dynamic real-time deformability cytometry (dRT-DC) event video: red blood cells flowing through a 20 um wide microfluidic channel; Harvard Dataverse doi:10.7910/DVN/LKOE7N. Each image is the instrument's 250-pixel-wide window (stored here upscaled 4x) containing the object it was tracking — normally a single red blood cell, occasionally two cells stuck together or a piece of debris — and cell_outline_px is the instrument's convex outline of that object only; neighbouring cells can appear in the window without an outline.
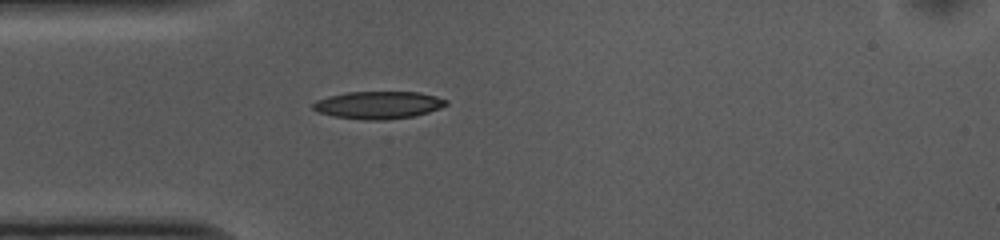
{"species": "common noctule bat (a hibernating species)", "species_latin": "Nyctalus noctula", "temperature_condition": "cold", "stored_images_in_passage": 40, "camera_frame_rate_fps": 3000, "um_per_image_px": 0.085, "animal": {"sex": "female", "body_mass_g": 10.0, "forearm_length_mm": 53.1}, "frame": {"image": 1, "passage_image": 1, "time_ms": 0.0, "image_size_px": [1000, 240], "cell_outline_px": [[448, 104], [440, 108], [428, 112], [412, 116], [384, 120], [364, 120], [332, 116], [320, 112], [312, 108], [312, 104], [316, 100], [328, 96], [344, 92], [420, 92], [436, 96], [448, 100]], "centroid_in_image_um": [32.15, 8.92], "position_along_channel_um": 52.8, "area_um2": 21.39}}
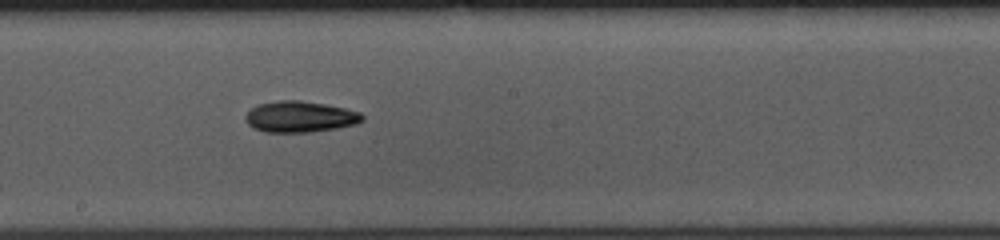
{"frame": {"image": 2, "passage_image": 15, "time_ms": 4.667, "image_size_px": [1000, 240], "cell_outline_px": [[364, 120], [356, 124], [336, 128], [308, 132], [264, 132], [252, 128], [244, 120], [244, 116], [256, 104], [280, 100], [300, 100], [324, 104], [344, 108], [360, 112], [364, 116]], "centroid_in_image_um": [25.47, 9.92], "position_along_channel_um": 222.7, "area_um2": 21.27}}
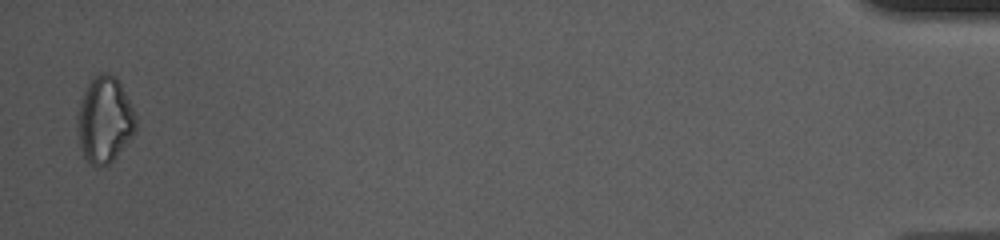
{"frame": {"image": 3, "passage_image": 39, "time_ms": 12.667, "image_size_px": [1000, 240], "cell_outline_px": [[136, 132], [116, 156], [108, 164], [96, 168], [84, 156], [80, 144], [76, 120], [80, 100], [84, 88], [100, 72], [104, 72], [120, 80], [136, 116]], "centroid_in_image_um": [8.89, 10.17], "position_along_channel_um": 426.3, "area_um2": 29.3}, "authors_computed_cell_mechanics": {"area_um2": 20.8947, "velocity_mm_per_s": 3.7268, "shape_relaxation_time_tau1_ms": 7.1867, "shape_relaxation_time_tau2_ms": 9.8318, "deformation_change_tau1": 0.1375, "deformation_change_tau2": 0.2119}}